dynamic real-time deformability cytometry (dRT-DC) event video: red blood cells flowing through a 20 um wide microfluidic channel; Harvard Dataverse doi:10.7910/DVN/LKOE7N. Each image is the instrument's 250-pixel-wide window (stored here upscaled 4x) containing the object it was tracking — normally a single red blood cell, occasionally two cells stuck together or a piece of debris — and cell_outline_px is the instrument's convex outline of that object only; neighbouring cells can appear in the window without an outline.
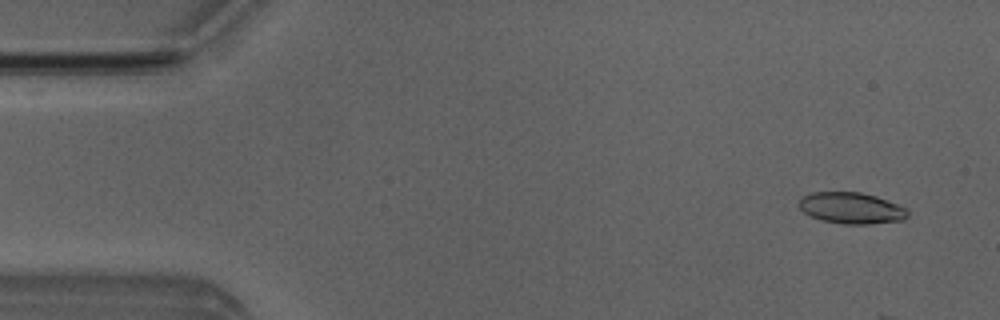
{"species": "Egyptian fruit bat (a non-hibernating species)", "species_latin": "Rousettus aegyptiacus", "temperature_condition": "room temperature", "stored_images_in_passage": 4, "camera_frame_rate_fps": 3000, "um_per_image_px": 0.085, "animal": {"sex": "male"}, "frame": {"image": 1, "passage_image": 1, "time_ms": 0.0, "image_size_px": [1000, 320], "cell_outline_px": [[908, 216], [904, 220], [868, 224], [844, 224], [820, 220], [808, 216], [800, 208], [800, 200], [804, 196], [812, 192], [860, 192], [876, 196], [896, 204], [904, 208], [908, 212]], "centroid_in_image_um": [72.35, 17.69], "position_along_channel_um": 12.7, "area_um2": 19.71}}